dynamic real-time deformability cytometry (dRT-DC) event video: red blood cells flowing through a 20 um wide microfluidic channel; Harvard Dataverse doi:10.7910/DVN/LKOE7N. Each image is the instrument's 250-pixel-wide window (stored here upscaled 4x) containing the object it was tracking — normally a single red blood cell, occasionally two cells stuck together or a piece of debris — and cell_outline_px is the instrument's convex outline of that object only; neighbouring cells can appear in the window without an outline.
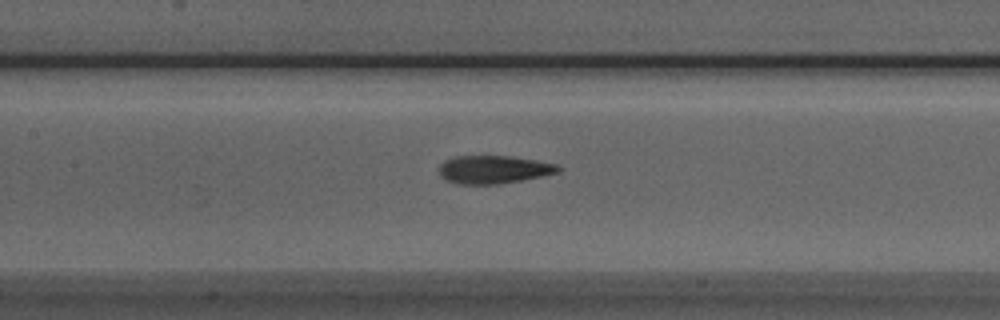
{"species": "Egyptian fruit bat (a non-hibernating species)", "species_latin": "Rousettus aegyptiacus", "temperature_condition": "room temperature", "stored_images_in_passage": 32, "camera_frame_rate_fps": 3000, "um_per_image_px": 0.085, "animal": {"sex": "male"}, "frame": {"image": 1, "passage_image": 14, "time_ms": 4.333, "image_size_px": [1000, 320], "cell_outline_px": [[564, 168], [560, 172], [520, 180], [496, 184], [460, 184], [448, 180], [440, 176], [436, 168], [444, 160], [456, 156], [508, 156], [536, 160], [556, 164]], "centroid_in_image_um": [41.94, 14.4], "position_along_channel_um": 165.5, "area_um2": 19.48}}
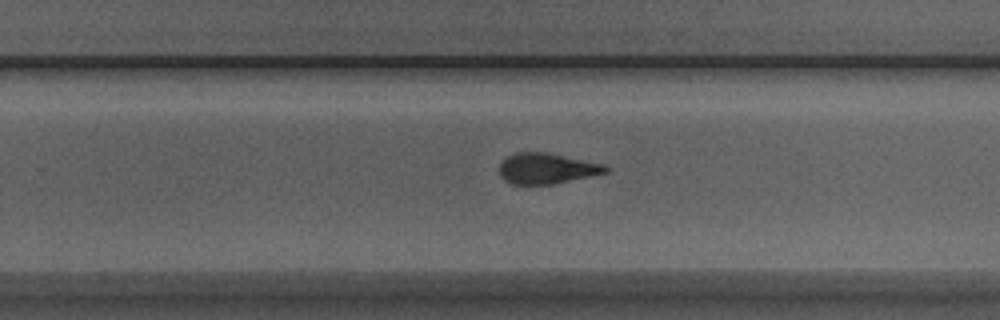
{"frame": {"image": 2, "passage_image": 23, "time_ms": 7.333, "image_size_px": [1000, 320], "cell_outline_px": [[608, 172], [552, 184], [512, 184], [504, 180], [500, 176], [500, 164], [508, 156], [516, 152], [548, 152], [604, 164], [608, 168]], "centroid_in_image_um": [46.46, 14.31], "position_along_channel_um": 283.3, "area_um2": 18.84}}
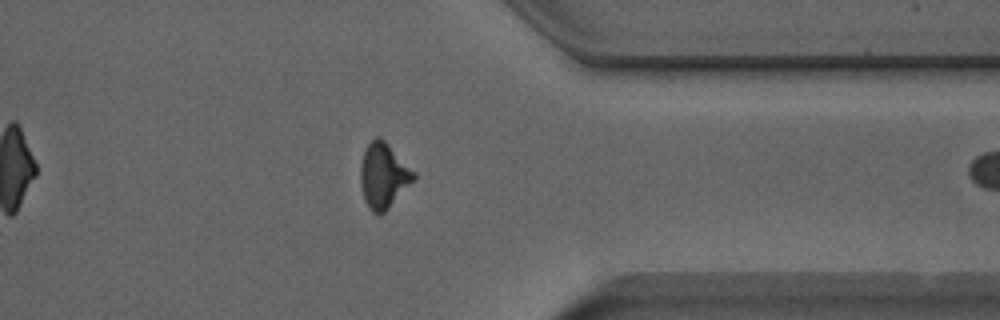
{"frame": {"image": 3, "passage_image": 31, "time_ms": 10.0, "image_size_px": [1000, 320], "cell_outline_px": [[416, 176], [388, 208], [380, 216], [376, 216], [368, 208], [364, 200], [360, 184], [360, 164], [364, 152], [368, 144], [376, 136], [380, 136], [416, 172]], "centroid_in_image_um": [32.56, 14.94], "position_along_channel_um": 378.8, "area_um2": 20.11}}